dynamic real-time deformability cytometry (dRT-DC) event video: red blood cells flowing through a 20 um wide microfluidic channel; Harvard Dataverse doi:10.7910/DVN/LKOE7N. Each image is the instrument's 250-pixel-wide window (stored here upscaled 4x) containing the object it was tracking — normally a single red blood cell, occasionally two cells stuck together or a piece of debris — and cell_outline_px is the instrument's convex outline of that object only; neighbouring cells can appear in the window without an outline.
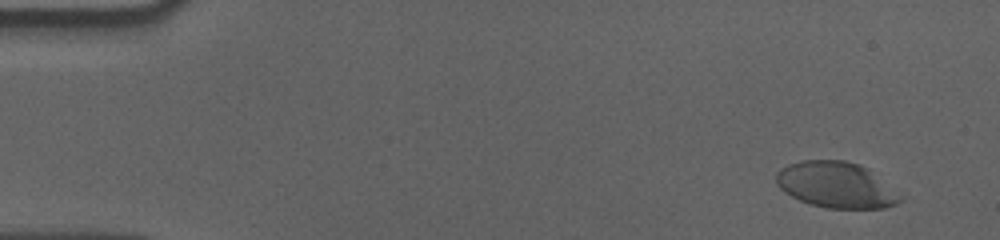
{"species": "human", "species_latin": "Homo sapiens", "temperature_condition": "cold", "stored_images_in_passage": 52, "camera_frame_rate_fps": 3000, "um_per_image_px": 0.085, "donor": {"sex": "male"}, "frame": {"image": 1, "passage_image": 4, "time_ms": 1.0, "image_size_px": [1000, 240], "cell_outline_px": [[904, 196], [896, 204], [884, 208], [828, 208], [812, 204], [800, 200], [784, 192], [776, 184], [776, 172], [788, 164], [804, 160], [844, 160], [860, 164], [868, 168]], "centroid_in_image_um": [71.09, 15.71], "position_along_channel_um": 13.9, "area_um2": 33.23}}
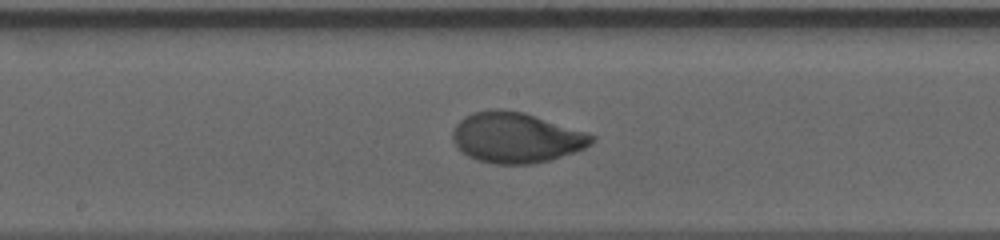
{"frame": {"image": 2, "passage_image": 31, "time_ms": 10.0, "image_size_px": [1000, 240], "cell_outline_px": [[596, 140], [592, 144], [584, 148], [548, 160], [532, 164], [492, 164], [468, 156], [456, 144], [452, 136], [452, 132], [456, 124], [464, 116], [472, 112], [492, 108], [500, 108], [524, 112], [596, 136]], "centroid_in_image_um": [43.85, 11.68], "position_along_channel_um": 204.4, "area_um2": 40.58}}
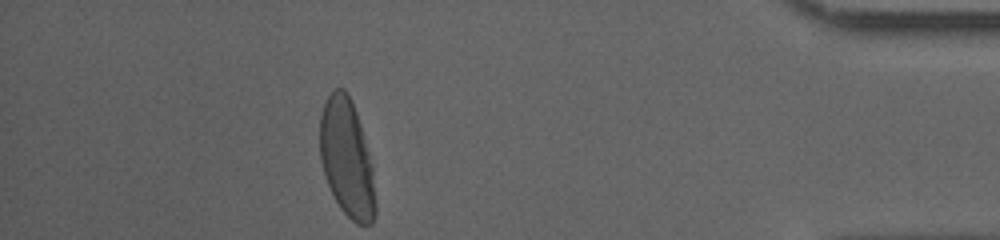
{"frame": {"image": 3, "passage_image": 52, "time_ms": 17.0, "image_size_px": [1000, 240], "cell_outline_px": [[376, 216], [372, 224], [356, 224], [340, 208], [328, 184], [320, 160], [320, 116], [324, 100], [336, 88], [344, 88], [348, 92], [356, 112], [360, 124], [368, 152], [372, 168], [376, 204]], "centroid_in_image_um": [29.48, 13.45], "position_along_channel_um": 405.7, "area_um2": 37.92}, "authors_computed_cell_mechanics": {"area_um2": 39.2173, "velocity_mm_per_s": 3.5417, "shape_relaxation_time_tau1_ms": 4.6995, "shape_relaxation_time_tau2_ms": null, "deformation_change_tau1": 0.1996, "deformation_change_tau2": null}}